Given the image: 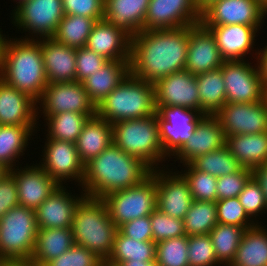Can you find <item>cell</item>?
<instances>
[{"mask_svg": "<svg viewBox=\"0 0 267 266\" xmlns=\"http://www.w3.org/2000/svg\"><path fill=\"white\" fill-rule=\"evenodd\" d=\"M7 36L2 47L0 79L38 102L48 85L41 44L37 39Z\"/></svg>", "mask_w": 267, "mask_h": 266, "instance_id": "cell-3", "label": "cell"}, {"mask_svg": "<svg viewBox=\"0 0 267 266\" xmlns=\"http://www.w3.org/2000/svg\"><path fill=\"white\" fill-rule=\"evenodd\" d=\"M21 166L9 170L17 184L19 205L35 211L59 185L38 163Z\"/></svg>", "mask_w": 267, "mask_h": 266, "instance_id": "cell-19", "label": "cell"}, {"mask_svg": "<svg viewBox=\"0 0 267 266\" xmlns=\"http://www.w3.org/2000/svg\"><path fill=\"white\" fill-rule=\"evenodd\" d=\"M215 115L225 137L267 132V98L255 103H226Z\"/></svg>", "mask_w": 267, "mask_h": 266, "instance_id": "cell-17", "label": "cell"}, {"mask_svg": "<svg viewBox=\"0 0 267 266\" xmlns=\"http://www.w3.org/2000/svg\"><path fill=\"white\" fill-rule=\"evenodd\" d=\"M251 177L252 170L245 167L233 174L217 177V200L238 197Z\"/></svg>", "mask_w": 267, "mask_h": 266, "instance_id": "cell-48", "label": "cell"}, {"mask_svg": "<svg viewBox=\"0 0 267 266\" xmlns=\"http://www.w3.org/2000/svg\"><path fill=\"white\" fill-rule=\"evenodd\" d=\"M112 143V124L96 114L86 121L75 144L79 157L85 165Z\"/></svg>", "mask_w": 267, "mask_h": 266, "instance_id": "cell-28", "label": "cell"}, {"mask_svg": "<svg viewBox=\"0 0 267 266\" xmlns=\"http://www.w3.org/2000/svg\"><path fill=\"white\" fill-rule=\"evenodd\" d=\"M267 11L259 0H214L201 11L203 26L264 25Z\"/></svg>", "mask_w": 267, "mask_h": 266, "instance_id": "cell-14", "label": "cell"}, {"mask_svg": "<svg viewBox=\"0 0 267 266\" xmlns=\"http://www.w3.org/2000/svg\"><path fill=\"white\" fill-rule=\"evenodd\" d=\"M238 198L246 213L252 219L254 218L255 222L259 223L257 220L258 216L263 215V212H267V205L265 203L264 193L253 176L245 184Z\"/></svg>", "mask_w": 267, "mask_h": 266, "instance_id": "cell-46", "label": "cell"}, {"mask_svg": "<svg viewBox=\"0 0 267 266\" xmlns=\"http://www.w3.org/2000/svg\"><path fill=\"white\" fill-rule=\"evenodd\" d=\"M222 58L216 39L201 23L190 30L185 70L193 75L220 68Z\"/></svg>", "mask_w": 267, "mask_h": 266, "instance_id": "cell-21", "label": "cell"}, {"mask_svg": "<svg viewBox=\"0 0 267 266\" xmlns=\"http://www.w3.org/2000/svg\"><path fill=\"white\" fill-rule=\"evenodd\" d=\"M194 26L142 30L131 37L130 74L154 84L185 70L190 30Z\"/></svg>", "mask_w": 267, "mask_h": 266, "instance_id": "cell-1", "label": "cell"}, {"mask_svg": "<svg viewBox=\"0 0 267 266\" xmlns=\"http://www.w3.org/2000/svg\"><path fill=\"white\" fill-rule=\"evenodd\" d=\"M118 230L137 241L153 240L150 216L141 217L122 224Z\"/></svg>", "mask_w": 267, "mask_h": 266, "instance_id": "cell-52", "label": "cell"}, {"mask_svg": "<svg viewBox=\"0 0 267 266\" xmlns=\"http://www.w3.org/2000/svg\"><path fill=\"white\" fill-rule=\"evenodd\" d=\"M108 60L94 51L81 47L76 49V81L82 83L98 72Z\"/></svg>", "mask_w": 267, "mask_h": 266, "instance_id": "cell-49", "label": "cell"}, {"mask_svg": "<svg viewBox=\"0 0 267 266\" xmlns=\"http://www.w3.org/2000/svg\"><path fill=\"white\" fill-rule=\"evenodd\" d=\"M150 0H104V19L130 37L144 30Z\"/></svg>", "mask_w": 267, "mask_h": 266, "instance_id": "cell-27", "label": "cell"}, {"mask_svg": "<svg viewBox=\"0 0 267 266\" xmlns=\"http://www.w3.org/2000/svg\"><path fill=\"white\" fill-rule=\"evenodd\" d=\"M66 189L58 188L35 210L39 229L71 228L77 205L86 196L82 191L78 196ZM76 196V197H75Z\"/></svg>", "mask_w": 267, "mask_h": 266, "instance_id": "cell-23", "label": "cell"}, {"mask_svg": "<svg viewBox=\"0 0 267 266\" xmlns=\"http://www.w3.org/2000/svg\"><path fill=\"white\" fill-rule=\"evenodd\" d=\"M74 244L72 228L38 229L31 259L40 266H44L68 251Z\"/></svg>", "mask_w": 267, "mask_h": 266, "instance_id": "cell-31", "label": "cell"}, {"mask_svg": "<svg viewBox=\"0 0 267 266\" xmlns=\"http://www.w3.org/2000/svg\"><path fill=\"white\" fill-rule=\"evenodd\" d=\"M254 50L256 51V57H254V59L257 60L256 62L259 67L261 79L263 81L265 89L267 90V45H265L263 48L260 47V49L255 48Z\"/></svg>", "mask_w": 267, "mask_h": 266, "instance_id": "cell-53", "label": "cell"}, {"mask_svg": "<svg viewBox=\"0 0 267 266\" xmlns=\"http://www.w3.org/2000/svg\"><path fill=\"white\" fill-rule=\"evenodd\" d=\"M226 137L216 115H204L198 122L192 137L174 155L173 161L179 164H190L197 157L222 148Z\"/></svg>", "mask_w": 267, "mask_h": 266, "instance_id": "cell-22", "label": "cell"}, {"mask_svg": "<svg viewBox=\"0 0 267 266\" xmlns=\"http://www.w3.org/2000/svg\"><path fill=\"white\" fill-rule=\"evenodd\" d=\"M71 228L75 244L90 250L104 263L108 260L118 227L102 199L85 196L77 205Z\"/></svg>", "mask_w": 267, "mask_h": 266, "instance_id": "cell-4", "label": "cell"}, {"mask_svg": "<svg viewBox=\"0 0 267 266\" xmlns=\"http://www.w3.org/2000/svg\"><path fill=\"white\" fill-rule=\"evenodd\" d=\"M48 83L76 81V49L54 38L39 39Z\"/></svg>", "mask_w": 267, "mask_h": 266, "instance_id": "cell-26", "label": "cell"}, {"mask_svg": "<svg viewBox=\"0 0 267 266\" xmlns=\"http://www.w3.org/2000/svg\"><path fill=\"white\" fill-rule=\"evenodd\" d=\"M201 10L195 0H150L144 18V30L176 29L197 25Z\"/></svg>", "mask_w": 267, "mask_h": 266, "instance_id": "cell-16", "label": "cell"}, {"mask_svg": "<svg viewBox=\"0 0 267 266\" xmlns=\"http://www.w3.org/2000/svg\"><path fill=\"white\" fill-rule=\"evenodd\" d=\"M34 135L27 126L0 125V163L9 170L16 168Z\"/></svg>", "mask_w": 267, "mask_h": 266, "instance_id": "cell-33", "label": "cell"}, {"mask_svg": "<svg viewBox=\"0 0 267 266\" xmlns=\"http://www.w3.org/2000/svg\"><path fill=\"white\" fill-rule=\"evenodd\" d=\"M6 261L7 259L0 255V266H4Z\"/></svg>", "mask_w": 267, "mask_h": 266, "instance_id": "cell-60", "label": "cell"}, {"mask_svg": "<svg viewBox=\"0 0 267 266\" xmlns=\"http://www.w3.org/2000/svg\"><path fill=\"white\" fill-rule=\"evenodd\" d=\"M218 223L250 228L257 224L240 204L239 198H226L216 201Z\"/></svg>", "mask_w": 267, "mask_h": 266, "instance_id": "cell-43", "label": "cell"}, {"mask_svg": "<svg viewBox=\"0 0 267 266\" xmlns=\"http://www.w3.org/2000/svg\"><path fill=\"white\" fill-rule=\"evenodd\" d=\"M155 261L158 266H189L188 236L157 242Z\"/></svg>", "mask_w": 267, "mask_h": 266, "instance_id": "cell-42", "label": "cell"}, {"mask_svg": "<svg viewBox=\"0 0 267 266\" xmlns=\"http://www.w3.org/2000/svg\"><path fill=\"white\" fill-rule=\"evenodd\" d=\"M247 228L218 223L209 233L218 262L229 266Z\"/></svg>", "mask_w": 267, "mask_h": 266, "instance_id": "cell-37", "label": "cell"}, {"mask_svg": "<svg viewBox=\"0 0 267 266\" xmlns=\"http://www.w3.org/2000/svg\"><path fill=\"white\" fill-rule=\"evenodd\" d=\"M120 266H158L156 261H150V262H145V261H125L123 262Z\"/></svg>", "mask_w": 267, "mask_h": 266, "instance_id": "cell-56", "label": "cell"}, {"mask_svg": "<svg viewBox=\"0 0 267 266\" xmlns=\"http://www.w3.org/2000/svg\"><path fill=\"white\" fill-rule=\"evenodd\" d=\"M112 127L113 143L128 155L143 161L151 170L162 168V162L168 160L159 137L157 113L113 123Z\"/></svg>", "mask_w": 267, "mask_h": 266, "instance_id": "cell-6", "label": "cell"}, {"mask_svg": "<svg viewBox=\"0 0 267 266\" xmlns=\"http://www.w3.org/2000/svg\"><path fill=\"white\" fill-rule=\"evenodd\" d=\"M150 172L143 161L112 143L85 164L81 191L88 197L102 199L110 193L139 184Z\"/></svg>", "mask_w": 267, "mask_h": 266, "instance_id": "cell-2", "label": "cell"}, {"mask_svg": "<svg viewBox=\"0 0 267 266\" xmlns=\"http://www.w3.org/2000/svg\"><path fill=\"white\" fill-rule=\"evenodd\" d=\"M261 6L267 11V0H259Z\"/></svg>", "mask_w": 267, "mask_h": 266, "instance_id": "cell-59", "label": "cell"}, {"mask_svg": "<svg viewBox=\"0 0 267 266\" xmlns=\"http://www.w3.org/2000/svg\"><path fill=\"white\" fill-rule=\"evenodd\" d=\"M261 223L246 229L229 266H267V228Z\"/></svg>", "mask_w": 267, "mask_h": 266, "instance_id": "cell-32", "label": "cell"}, {"mask_svg": "<svg viewBox=\"0 0 267 266\" xmlns=\"http://www.w3.org/2000/svg\"><path fill=\"white\" fill-rule=\"evenodd\" d=\"M201 114L215 115L226 104L225 83L221 67L196 75Z\"/></svg>", "mask_w": 267, "mask_h": 266, "instance_id": "cell-34", "label": "cell"}, {"mask_svg": "<svg viewBox=\"0 0 267 266\" xmlns=\"http://www.w3.org/2000/svg\"><path fill=\"white\" fill-rule=\"evenodd\" d=\"M96 114L111 124L156 114L154 84L129 74L96 106Z\"/></svg>", "mask_w": 267, "mask_h": 266, "instance_id": "cell-5", "label": "cell"}, {"mask_svg": "<svg viewBox=\"0 0 267 266\" xmlns=\"http://www.w3.org/2000/svg\"><path fill=\"white\" fill-rule=\"evenodd\" d=\"M191 164L197 170L211 174L214 177L233 174L242 168V165L231 154L226 145L197 157Z\"/></svg>", "mask_w": 267, "mask_h": 266, "instance_id": "cell-40", "label": "cell"}, {"mask_svg": "<svg viewBox=\"0 0 267 266\" xmlns=\"http://www.w3.org/2000/svg\"><path fill=\"white\" fill-rule=\"evenodd\" d=\"M11 11V23L22 33L29 32L25 39L34 40L53 38L65 16L62 0H26Z\"/></svg>", "mask_w": 267, "mask_h": 266, "instance_id": "cell-9", "label": "cell"}, {"mask_svg": "<svg viewBox=\"0 0 267 266\" xmlns=\"http://www.w3.org/2000/svg\"><path fill=\"white\" fill-rule=\"evenodd\" d=\"M104 262L83 246L74 244L68 251L44 266H103Z\"/></svg>", "mask_w": 267, "mask_h": 266, "instance_id": "cell-47", "label": "cell"}, {"mask_svg": "<svg viewBox=\"0 0 267 266\" xmlns=\"http://www.w3.org/2000/svg\"><path fill=\"white\" fill-rule=\"evenodd\" d=\"M156 243L137 241L123 235L119 230L114 240V247L108 260L103 265L120 266L125 261H155Z\"/></svg>", "mask_w": 267, "mask_h": 266, "instance_id": "cell-35", "label": "cell"}, {"mask_svg": "<svg viewBox=\"0 0 267 266\" xmlns=\"http://www.w3.org/2000/svg\"><path fill=\"white\" fill-rule=\"evenodd\" d=\"M96 114H81L76 112H64L56 115H47L43 121L46 128V138L69 141L76 143L84 124Z\"/></svg>", "mask_w": 267, "mask_h": 266, "instance_id": "cell-36", "label": "cell"}, {"mask_svg": "<svg viewBox=\"0 0 267 266\" xmlns=\"http://www.w3.org/2000/svg\"><path fill=\"white\" fill-rule=\"evenodd\" d=\"M164 166L150 172L156 181L157 209L183 220L193 201L189 185L179 170Z\"/></svg>", "mask_w": 267, "mask_h": 266, "instance_id": "cell-15", "label": "cell"}, {"mask_svg": "<svg viewBox=\"0 0 267 266\" xmlns=\"http://www.w3.org/2000/svg\"><path fill=\"white\" fill-rule=\"evenodd\" d=\"M249 60L224 61L221 70L225 83L226 103H255L266 98L259 67Z\"/></svg>", "mask_w": 267, "mask_h": 266, "instance_id": "cell-11", "label": "cell"}, {"mask_svg": "<svg viewBox=\"0 0 267 266\" xmlns=\"http://www.w3.org/2000/svg\"><path fill=\"white\" fill-rule=\"evenodd\" d=\"M214 35L220 54L225 61L245 60L254 50L255 39L261 26L242 24L204 26ZM245 56V57H244Z\"/></svg>", "mask_w": 267, "mask_h": 266, "instance_id": "cell-24", "label": "cell"}, {"mask_svg": "<svg viewBox=\"0 0 267 266\" xmlns=\"http://www.w3.org/2000/svg\"><path fill=\"white\" fill-rule=\"evenodd\" d=\"M65 15L86 16L95 21L104 18V0H62Z\"/></svg>", "mask_w": 267, "mask_h": 266, "instance_id": "cell-50", "label": "cell"}, {"mask_svg": "<svg viewBox=\"0 0 267 266\" xmlns=\"http://www.w3.org/2000/svg\"><path fill=\"white\" fill-rule=\"evenodd\" d=\"M19 205L17 184L9 172L0 180V219L11 208Z\"/></svg>", "mask_w": 267, "mask_h": 266, "instance_id": "cell-51", "label": "cell"}, {"mask_svg": "<svg viewBox=\"0 0 267 266\" xmlns=\"http://www.w3.org/2000/svg\"><path fill=\"white\" fill-rule=\"evenodd\" d=\"M252 176L259 183L267 205V162L253 169Z\"/></svg>", "mask_w": 267, "mask_h": 266, "instance_id": "cell-54", "label": "cell"}, {"mask_svg": "<svg viewBox=\"0 0 267 266\" xmlns=\"http://www.w3.org/2000/svg\"><path fill=\"white\" fill-rule=\"evenodd\" d=\"M9 173V169L0 163V180Z\"/></svg>", "mask_w": 267, "mask_h": 266, "instance_id": "cell-58", "label": "cell"}, {"mask_svg": "<svg viewBox=\"0 0 267 266\" xmlns=\"http://www.w3.org/2000/svg\"><path fill=\"white\" fill-rule=\"evenodd\" d=\"M189 266H221L209 234L188 236Z\"/></svg>", "mask_w": 267, "mask_h": 266, "instance_id": "cell-44", "label": "cell"}, {"mask_svg": "<svg viewBox=\"0 0 267 266\" xmlns=\"http://www.w3.org/2000/svg\"><path fill=\"white\" fill-rule=\"evenodd\" d=\"M85 47L107 60L130 61L131 37L104 18L94 24Z\"/></svg>", "mask_w": 267, "mask_h": 266, "instance_id": "cell-25", "label": "cell"}, {"mask_svg": "<svg viewBox=\"0 0 267 266\" xmlns=\"http://www.w3.org/2000/svg\"><path fill=\"white\" fill-rule=\"evenodd\" d=\"M150 220L155 243L186 235L183 220L170 217L157 208L150 215Z\"/></svg>", "mask_w": 267, "mask_h": 266, "instance_id": "cell-45", "label": "cell"}, {"mask_svg": "<svg viewBox=\"0 0 267 266\" xmlns=\"http://www.w3.org/2000/svg\"><path fill=\"white\" fill-rule=\"evenodd\" d=\"M2 31L3 30H1V28H0V64H1V56H2V47L4 44V40L6 38V35H4Z\"/></svg>", "mask_w": 267, "mask_h": 266, "instance_id": "cell-57", "label": "cell"}, {"mask_svg": "<svg viewBox=\"0 0 267 266\" xmlns=\"http://www.w3.org/2000/svg\"><path fill=\"white\" fill-rule=\"evenodd\" d=\"M96 21L86 16L65 15L59 22L53 38L70 48L85 47Z\"/></svg>", "mask_w": 267, "mask_h": 266, "instance_id": "cell-38", "label": "cell"}, {"mask_svg": "<svg viewBox=\"0 0 267 266\" xmlns=\"http://www.w3.org/2000/svg\"><path fill=\"white\" fill-rule=\"evenodd\" d=\"M37 102L0 79V125L27 126L37 133L40 115ZM39 125V126H38Z\"/></svg>", "mask_w": 267, "mask_h": 266, "instance_id": "cell-20", "label": "cell"}, {"mask_svg": "<svg viewBox=\"0 0 267 266\" xmlns=\"http://www.w3.org/2000/svg\"><path fill=\"white\" fill-rule=\"evenodd\" d=\"M109 217L118 228L131 220L150 216L157 208L156 181L150 173L139 184L102 198Z\"/></svg>", "mask_w": 267, "mask_h": 266, "instance_id": "cell-8", "label": "cell"}, {"mask_svg": "<svg viewBox=\"0 0 267 266\" xmlns=\"http://www.w3.org/2000/svg\"><path fill=\"white\" fill-rule=\"evenodd\" d=\"M38 225L35 211L11 208L0 219V255L6 259L32 258Z\"/></svg>", "mask_w": 267, "mask_h": 266, "instance_id": "cell-7", "label": "cell"}, {"mask_svg": "<svg viewBox=\"0 0 267 266\" xmlns=\"http://www.w3.org/2000/svg\"><path fill=\"white\" fill-rule=\"evenodd\" d=\"M179 171L187 180L193 200L217 201V177L206 172L197 170L191 163L182 165Z\"/></svg>", "mask_w": 267, "mask_h": 266, "instance_id": "cell-41", "label": "cell"}, {"mask_svg": "<svg viewBox=\"0 0 267 266\" xmlns=\"http://www.w3.org/2000/svg\"><path fill=\"white\" fill-rule=\"evenodd\" d=\"M130 74L129 61L108 60L95 74L82 83L91 101L97 106Z\"/></svg>", "mask_w": 267, "mask_h": 266, "instance_id": "cell-29", "label": "cell"}, {"mask_svg": "<svg viewBox=\"0 0 267 266\" xmlns=\"http://www.w3.org/2000/svg\"><path fill=\"white\" fill-rule=\"evenodd\" d=\"M183 221L187 236L209 234L218 224L216 202L193 200Z\"/></svg>", "mask_w": 267, "mask_h": 266, "instance_id": "cell-39", "label": "cell"}, {"mask_svg": "<svg viewBox=\"0 0 267 266\" xmlns=\"http://www.w3.org/2000/svg\"><path fill=\"white\" fill-rule=\"evenodd\" d=\"M155 106H178L201 113L196 76L183 70L154 83Z\"/></svg>", "mask_w": 267, "mask_h": 266, "instance_id": "cell-18", "label": "cell"}, {"mask_svg": "<svg viewBox=\"0 0 267 266\" xmlns=\"http://www.w3.org/2000/svg\"><path fill=\"white\" fill-rule=\"evenodd\" d=\"M14 1V0H13ZM18 1V2H17ZM24 1H26V0H15L14 2H16V4L17 5H15V7H13L14 9L18 6V5H20L22 2H24Z\"/></svg>", "mask_w": 267, "mask_h": 266, "instance_id": "cell-61", "label": "cell"}, {"mask_svg": "<svg viewBox=\"0 0 267 266\" xmlns=\"http://www.w3.org/2000/svg\"><path fill=\"white\" fill-rule=\"evenodd\" d=\"M225 145L242 167L253 170L267 162V132L234 134L226 137Z\"/></svg>", "mask_w": 267, "mask_h": 266, "instance_id": "cell-30", "label": "cell"}, {"mask_svg": "<svg viewBox=\"0 0 267 266\" xmlns=\"http://www.w3.org/2000/svg\"><path fill=\"white\" fill-rule=\"evenodd\" d=\"M42 148L43 155L39 162L42 169L59 186L74 180V183L81 187L85 165L79 157L76 144L47 138Z\"/></svg>", "mask_w": 267, "mask_h": 266, "instance_id": "cell-12", "label": "cell"}, {"mask_svg": "<svg viewBox=\"0 0 267 266\" xmlns=\"http://www.w3.org/2000/svg\"><path fill=\"white\" fill-rule=\"evenodd\" d=\"M156 113L160 141L170 161L192 137L205 114L178 106H156Z\"/></svg>", "mask_w": 267, "mask_h": 266, "instance_id": "cell-10", "label": "cell"}, {"mask_svg": "<svg viewBox=\"0 0 267 266\" xmlns=\"http://www.w3.org/2000/svg\"><path fill=\"white\" fill-rule=\"evenodd\" d=\"M4 266H40L31 258L7 259Z\"/></svg>", "mask_w": 267, "mask_h": 266, "instance_id": "cell-55", "label": "cell"}, {"mask_svg": "<svg viewBox=\"0 0 267 266\" xmlns=\"http://www.w3.org/2000/svg\"><path fill=\"white\" fill-rule=\"evenodd\" d=\"M38 104L37 115L42 113L43 118L64 112L96 114V106L85 91L83 83L77 81L48 83Z\"/></svg>", "mask_w": 267, "mask_h": 266, "instance_id": "cell-13", "label": "cell"}]
</instances>
